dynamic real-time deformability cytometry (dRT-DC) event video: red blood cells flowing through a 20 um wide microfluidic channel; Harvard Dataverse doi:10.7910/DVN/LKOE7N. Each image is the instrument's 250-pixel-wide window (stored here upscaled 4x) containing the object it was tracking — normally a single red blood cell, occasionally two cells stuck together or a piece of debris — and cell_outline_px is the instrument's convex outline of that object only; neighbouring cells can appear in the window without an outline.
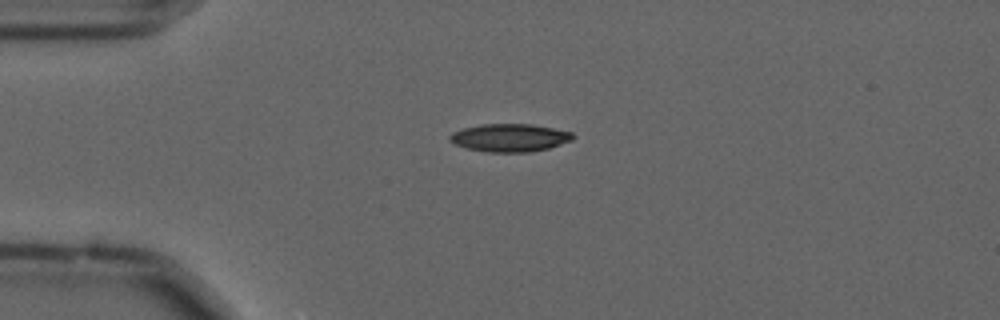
{"species": "common noctule bat (a hibernating species)", "species_latin": "Nyctalus noctula", "temperature_condition": "cold", "stored_images_in_passage": 44, "camera_frame_rate_fps": 3000, "um_per_image_px": 0.085, "animal": {"sex": "male", "forearm_length_mm": 52.5}, "frame": {"image": 1, "passage_image": 1, "time_ms": 0.0, "image_size_px": [1000, 320], "cell_outline_px": [[576, 136], [572, 140], [548, 148], [528, 152], [488, 152], [468, 148], [456, 144], [448, 140], [448, 136], [452, 132], [464, 128], [480, 124], [532, 124], [572, 132]], "centroid_in_image_um": [43.32, 11.7], "position_along_channel_um": 41.7, "area_um2": 19.94}}
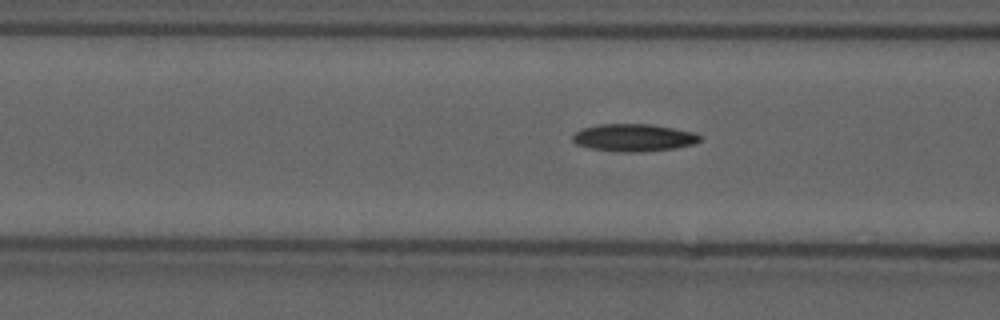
{"frame": {"image": 2, "passage_image": 9, "time_ms": 2.667, "image_size_px": [1000, 320], "cell_outline_px": [[700, 140], [692, 144], [676, 148], [644, 152], [624, 152], [588, 148], [576, 144], [572, 140], [572, 136], [580, 128], [600, 124], [652, 124], [692, 132], [700, 136]], "centroid_in_image_um": [53.81, 11.7], "position_along_channel_um": 112.8, "area_um2": 20.35}}
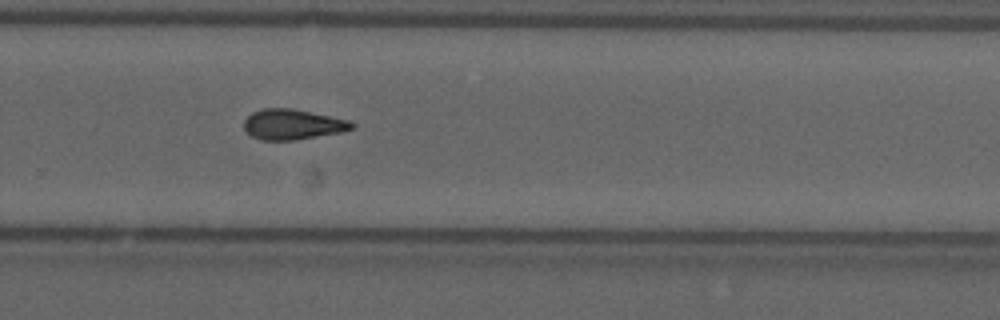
{"frame": {"image": 3, "passage_image": 25, "time_ms": 8.0, "image_size_px": [1000, 320], "cell_outline_px": [[356, 124], [352, 128], [340, 132], [292, 140], [260, 140], [252, 136], [244, 128], [244, 120], [252, 112], [260, 108], [292, 108], [348, 120]], "centroid_in_image_um": [24.82, 10.56], "position_along_channel_um": 305.0, "area_um2": 18.84}, "authors_computed_cell_mechanics": {"area_um2": 19.074, "velocity_mm_per_s": 3.6068, "shape_relaxation_time_tau1_ms": 8.1398, "shape_relaxation_time_tau2_ms": 6.064, "deformation_change_tau1": 0.1946, "deformation_change_tau2": 0.1577}}